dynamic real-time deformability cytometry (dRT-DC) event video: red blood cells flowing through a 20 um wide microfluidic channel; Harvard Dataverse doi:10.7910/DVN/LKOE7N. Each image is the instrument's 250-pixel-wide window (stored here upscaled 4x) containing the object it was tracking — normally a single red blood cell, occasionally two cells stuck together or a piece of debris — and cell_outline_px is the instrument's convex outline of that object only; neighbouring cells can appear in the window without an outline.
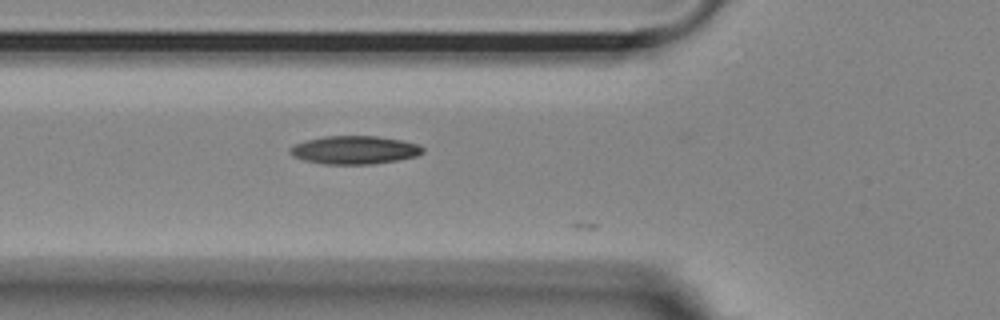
{"species": "Egyptian fruit bat (a non-hibernating species)", "species_latin": "Rousettus aegyptiacus", "temperature_condition": "room temperature", "stored_images_in_passage": 9, "camera_frame_rate_fps": 3000, "um_per_image_px": 0.085, "animal": {"sex": "female"}, "frame": {"image": 1, "passage_image": 8, "time_ms": 2.333, "image_size_px": [1000, 320], "cell_outline_px": [[424, 152], [416, 156], [396, 160], [372, 164], [324, 164], [304, 160], [292, 156], [288, 152], [288, 148], [296, 144], [308, 140], [324, 136], [376, 136], [404, 140], [420, 144], [424, 148]], "centroid_in_image_um": [30.15, 12.74], "position_along_channel_um": 95.7, "area_um2": 21.91}}